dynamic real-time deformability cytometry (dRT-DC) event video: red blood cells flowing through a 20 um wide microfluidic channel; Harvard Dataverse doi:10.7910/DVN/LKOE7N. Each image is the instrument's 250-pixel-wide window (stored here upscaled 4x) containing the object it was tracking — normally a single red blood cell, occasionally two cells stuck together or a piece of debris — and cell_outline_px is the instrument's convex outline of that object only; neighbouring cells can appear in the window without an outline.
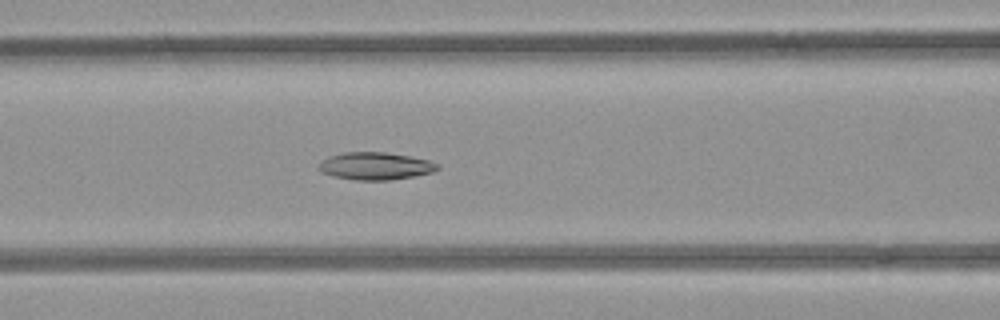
{"species": "common noctule bat (a hibernating species)", "species_latin": "Nyctalus noctula", "temperature_condition": "room temperature", "stored_images_in_passage": 53, "camera_frame_rate_fps": 3000, "um_per_image_px": 0.085, "animal": {"sex": "female", "body_mass_g": 21.9}, "frame": {"image": 1, "passage_image": 23, "time_ms": 7.333, "image_size_px": [1000, 320], "cell_outline_px": [[440, 168], [432, 172], [416, 176], [388, 180], [352, 180], [332, 176], [320, 172], [316, 168], [316, 164], [320, 160], [328, 156], [344, 152], [384, 152], [412, 156], [428, 160], [440, 164]], "centroid_in_image_um": [31.85, 14.11], "position_along_channel_um": 134.7, "area_um2": 19.48}}
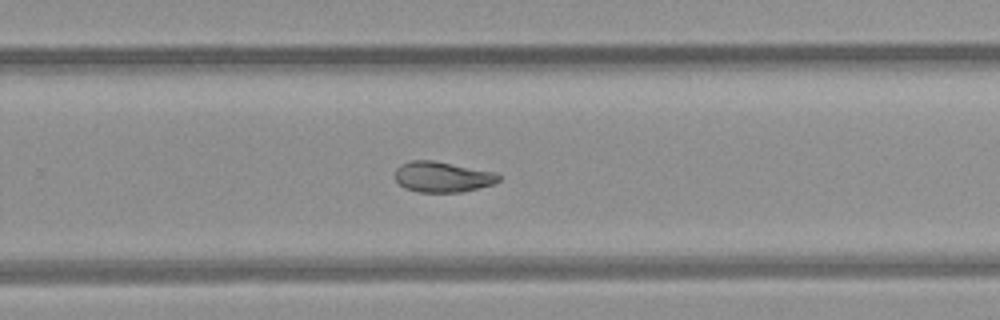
{"frame": {"image": 2, "passage_image": 35, "time_ms": 11.333, "image_size_px": [1000, 320], "cell_outline_px": [[500, 180], [492, 184], [460, 192], [420, 192], [404, 188], [396, 180], [396, 168], [400, 164], [412, 160], [432, 160], [496, 172], [500, 176]], "centroid_in_image_um": [37.59, 15.03], "position_along_channel_um": 292.2, "area_um2": 18.32}}
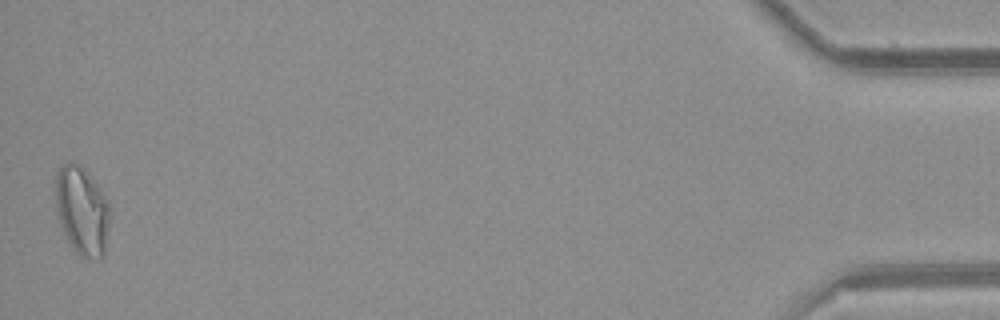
{"frame": {"image": 3, "passage_image": 53, "time_ms": 17.333, "image_size_px": [1000, 320], "cell_outline_px": [[108, 228], [104, 256], [100, 260], [96, 260], [80, 256], [72, 248], [56, 216], [56, 172], [64, 164], [80, 164], [84, 168], [100, 188], [108, 200]], "centroid_in_image_um": [6.97, 17.95], "position_along_channel_um": 428.2, "area_um2": 27.92}, "authors_computed_cell_mechanics": {"area_um2": 21.2126, "velocity_mm_per_s": 3.9454, "shape_relaxation_time_tau1_ms": null, "shape_relaxation_time_tau2_ms": 4.0594, "deformation_change_tau1": null, "deformation_change_tau2": 0.0995}}